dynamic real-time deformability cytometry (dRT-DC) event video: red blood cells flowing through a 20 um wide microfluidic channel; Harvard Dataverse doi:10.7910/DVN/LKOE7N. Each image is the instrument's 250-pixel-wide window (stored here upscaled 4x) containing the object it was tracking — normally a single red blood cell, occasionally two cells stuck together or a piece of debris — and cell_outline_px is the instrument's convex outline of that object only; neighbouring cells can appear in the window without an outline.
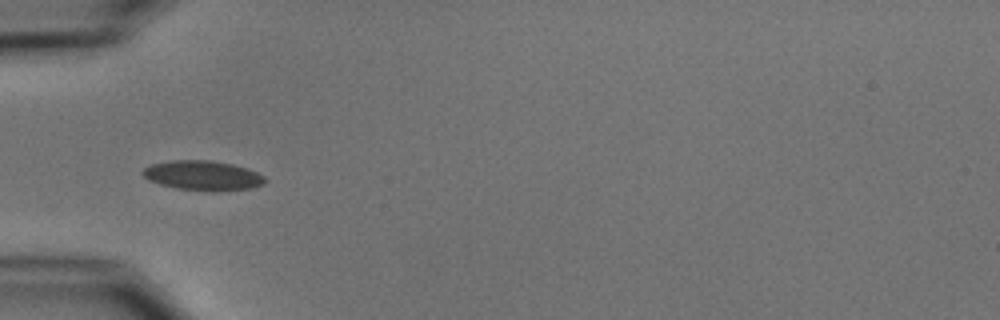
{"species": "common noctule bat (a hibernating species)", "species_latin": "Nyctalus noctula", "temperature_condition": "cold", "stored_images_in_passage": 9, "camera_frame_rate_fps": 3000, "um_per_image_px": 0.085, "animal": {"sex": "male", "body_mass_g": 15.6}, "frame": {"image": 1, "passage_image": 3, "time_ms": 2.333, "image_size_px": [1000, 320], "cell_outline_px": [[268, 180], [264, 184], [252, 188], [212, 192], [176, 188], [160, 184], [148, 180], [140, 172], [144, 168], [152, 164], [172, 160], [212, 160], [232, 164], [248, 168], [264, 176]], "centroid_in_image_um": [17.26, 14.92], "position_along_channel_um": 67.7, "area_um2": 21.39}}
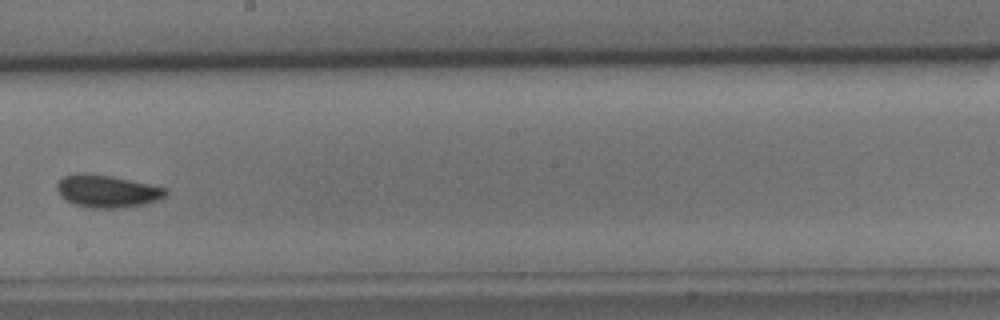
{"frame": {"image": 2, "passage_image": 7, "time_ms": 7.0, "image_size_px": [1000, 320], "cell_outline_px": [[168, 192], [164, 196], [156, 200], [144, 204], [120, 208], [92, 208], [76, 204], [64, 200], [60, 196], [56, 188], [56, 184], [64, 176], [84, 172], [112, 176], [168, 188]], "centroid_in_image_um": [9.09, 16.24], "position_along_channel_um": 239.1, "area_um2": 20.58}}
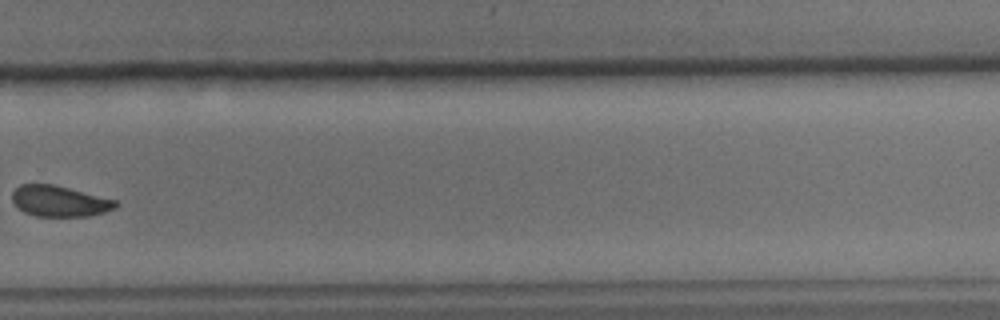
{"frame": {"image": 3, "passage_image": 9, "time_ms": 9.333, "image_size_px": [1000, 320], "cell_outline_px": [[120, 204], [116, 208], [104, 212], [88, 216], [36, 216], [24, 212], [16, 208], [12, 200], [12, 192], [20, 184], [52, 184], [116, 200]], "centroid_in_image_um": [5.03, 17.1], "position_along_channel_um": 324.8, "area_um2": 18.61}}